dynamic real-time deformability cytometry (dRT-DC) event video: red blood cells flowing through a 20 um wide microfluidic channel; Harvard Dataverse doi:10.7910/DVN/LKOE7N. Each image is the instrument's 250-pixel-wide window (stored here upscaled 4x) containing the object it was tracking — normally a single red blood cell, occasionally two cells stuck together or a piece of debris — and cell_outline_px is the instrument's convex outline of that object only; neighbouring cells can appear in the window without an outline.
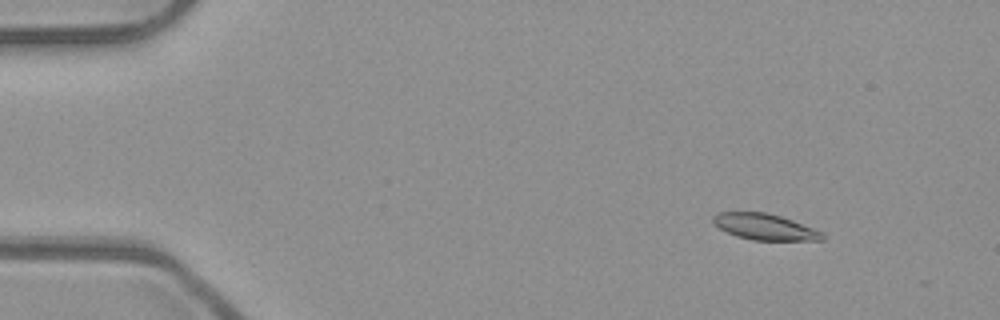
{"species": "common noctule bat (a hibernating species)", "species_latin": "Nyctalus noctula", "temperature_condition": "room temperature", "stored_images_in_passage": 51, "camera_frame_rate_fps": 3000, "um_per_image_px": 0.085, "animal": {"sex": "male", "body_mass_g": 23.1, "forearm_length_mm": 52.7}, "frame": {"image": 1, "passage_image": 7, "time_ms": 2.0, "image_size_px": [1000, 320], "cell_outline_px": [[824, 240], [752, 240], [736, 236], [712, 224], [712, 216], [716, 212], [764, 212], [780, 216], [792, 220], [824, 232]], "centroid_in_image_um": [64.98, 19.28], "position_along_channel_um": 20.0, "area_um2": 16.65}}
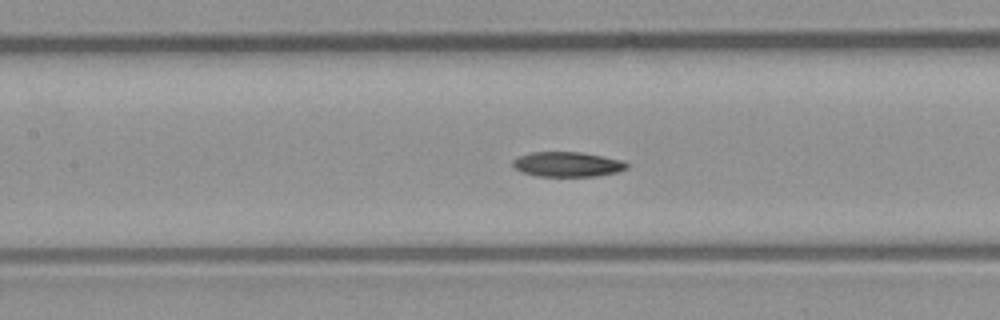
{"frame": {"image": 2, "passage_image": 25, "time_ms": 8.0, "image_size_px": [1000, 320], "cell_outline_px": [[628, 168], [616, 172], [596, 176], [536, 176], [520, 172], [512, 168], [512, 160], [520, 156], [532, 152], [580, 152], [620, 160], [628, 164]], "centroid_in_image_um": [48.16, 13.97], "position_along_channel_um": 159.2, "area_um2": 16.47}}
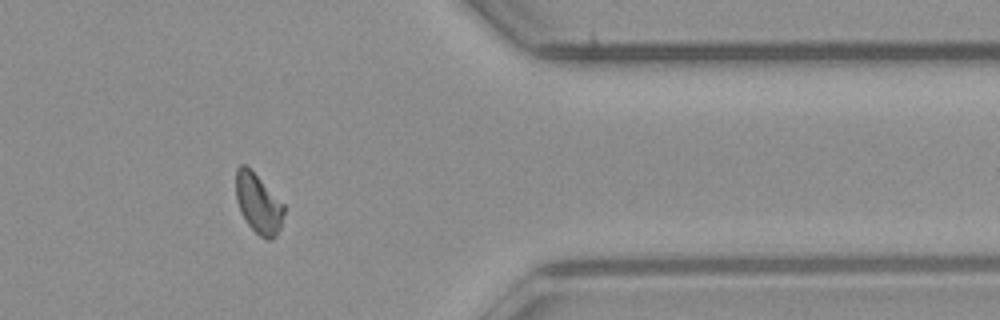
{"frame": {"image": 3, "passage_image": 44, "time_ms": 14.333, "image_size_px": [1000, 320], "cell_outline_px": [[284, 212], [280, 228], [276, 236], [272, 240], [268, 240], [260, 236], [248, 224], [240, 212], [236, 200], [236, 168], [240, 164], [244, 164], [284, 204]], "centroid_in_image_um": [21.95, 17.34], "position_along_channel_um": 389.5, "area_um2": 16.42}}